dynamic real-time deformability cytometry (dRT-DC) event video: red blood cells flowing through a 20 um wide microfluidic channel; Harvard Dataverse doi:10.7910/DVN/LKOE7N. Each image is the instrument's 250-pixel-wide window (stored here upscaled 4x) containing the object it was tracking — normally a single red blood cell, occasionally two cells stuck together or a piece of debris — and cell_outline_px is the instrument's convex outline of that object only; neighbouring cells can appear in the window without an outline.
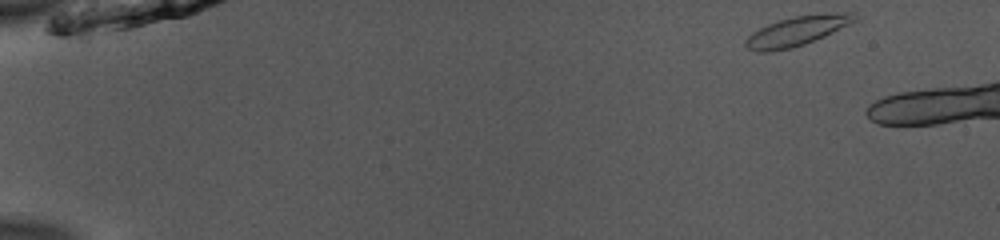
{"species": "common noctule bat (a hibernating species)", "species_latin": "Nyctalus noctula", "temperature_condition": "room temperature", "stored_images_in_passage": 8, "camera_frame_rate_fps": 3000, "um_per_image_px": 0.085, "animal": {"sex": "male", "body_mass_g": 13.0, "forearm_length_mm": 53.1}, "frame": {"image": 1, "passage_image": 1, "time_ms": 0.0, "image_size_px": [1000, 240], "cell_outline_px": [[856, 20], [824, 36], [804, 44], [792, 48], [768, 52], [756, 52], [748, 48], [744, 44], [744, 40], [752, 32], [768, 24], [780, 20], [796, 16], [844, 12], [852, 12], [856, 16]], "centroid_in_image_um": [67.68, 2.65], "position_along_channel_um": 17.3, "area_um2": 18.38}}